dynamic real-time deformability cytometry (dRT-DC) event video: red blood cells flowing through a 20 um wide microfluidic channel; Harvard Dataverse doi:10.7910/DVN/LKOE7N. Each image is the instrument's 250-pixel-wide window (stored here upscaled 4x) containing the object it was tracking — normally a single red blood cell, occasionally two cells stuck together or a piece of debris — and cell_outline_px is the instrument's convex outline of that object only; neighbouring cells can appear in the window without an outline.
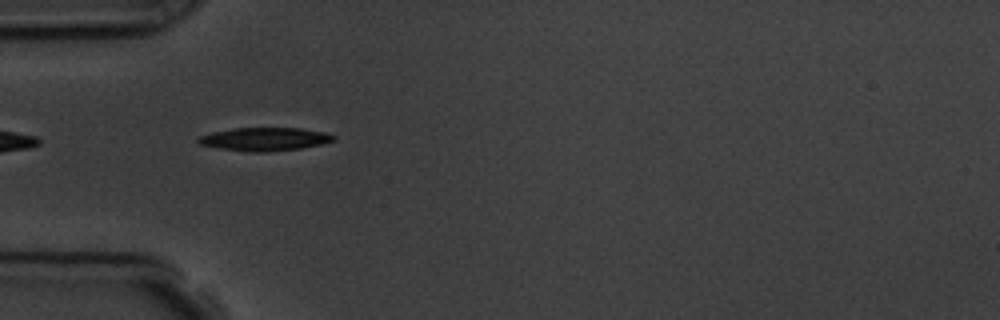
{"species": "common noctule bat (a hibernating species)", "species_latin": "Nyctalus noctula", "temperature_condition": "room temperature", "stored_images_in_passage": 6, "camera_frame_rate_fps": 3000, "um_per_image_px": 0.085, "animal": {"sex": "male", "body_mass_g": 19.5, "forearm_length_mm": 54.6}, "frame": {"image": 1, "passage_image": 1, "time_ms": 0.0, "image_size_px": [1000, 320], "cell_outline_px": [[336, 140], [320, 144], [300, 148], [268, 152], [248, 152], [220, 148], [200, 144], [196, 140], [200, 136], [212, 132], [232, 128], [300, 128], [328, 132], [336, 136]], "centroid_in_image_um": [22.53, 11.82], "position_along_channel_um": 62.5, "area_um2": 18.38}}
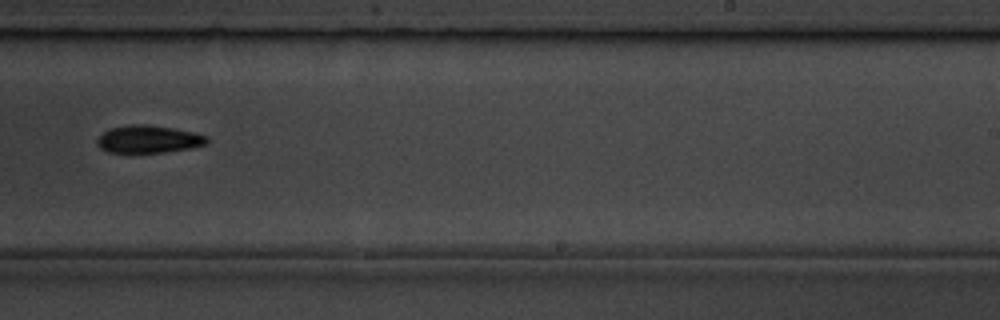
{"frame": {"image": 2, "passage_image": 6, "time_ms": 5.667, "image_size_px": [1000, 320], "cell_outline_px": [[208, 144], [192, 148], [164, 152], [108, 152], [100, 148], [96, 144], [96, 140], [108, 128], [132, 124], [148, 124], [172, 128], [192, 132], [208, 136]], "centroid_in_image_um": [12.62, 11.83], "position_along_channel_um": 276.4, "area_um2": 17.69}}